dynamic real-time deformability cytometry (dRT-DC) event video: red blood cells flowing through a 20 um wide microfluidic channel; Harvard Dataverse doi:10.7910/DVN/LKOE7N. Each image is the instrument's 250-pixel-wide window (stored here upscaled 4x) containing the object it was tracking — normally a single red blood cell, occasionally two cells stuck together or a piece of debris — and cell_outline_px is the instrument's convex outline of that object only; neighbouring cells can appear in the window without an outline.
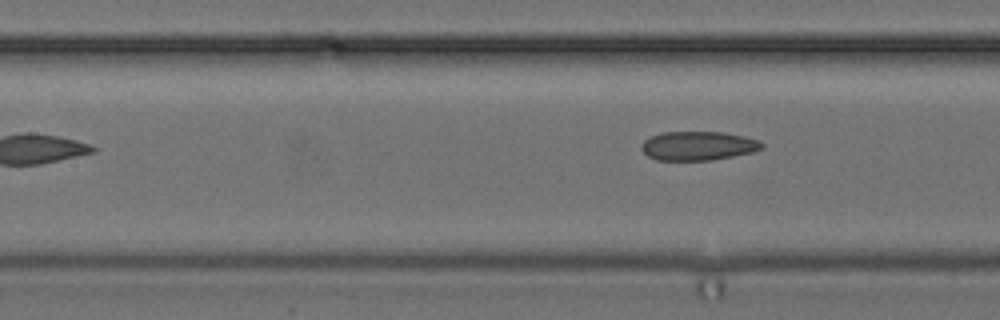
{"species": "common noctule bat (a hibernating species)", "species_latin": "Nyctalus noctula", "temperature_condition": "cold", "stored_images_in_passage": 6, "camera_frame_rate_fps": 3000, "um_per_image_px": 0.085, "animal": {"sex": "female", "body_mass_g": 24.6, "forearm_length_mm": 56.2}, "frame": {"image": 1, "passage_image": 6, "time_ms": 7.0, "image_size_px": [1000, 320], "cell_outline_px": [[764, 148], [752, 152], [712, 160], [656, 160], [648, 156], [640, 148], [640, 144], [644, 140], [660, 132], [724, 132], [744, 136], [760, 140], [764, 144]], "centroid_in_image_um": [59.34, 12.39], "position_along_channel_um": 148.1, "area_um2": 20.46}}